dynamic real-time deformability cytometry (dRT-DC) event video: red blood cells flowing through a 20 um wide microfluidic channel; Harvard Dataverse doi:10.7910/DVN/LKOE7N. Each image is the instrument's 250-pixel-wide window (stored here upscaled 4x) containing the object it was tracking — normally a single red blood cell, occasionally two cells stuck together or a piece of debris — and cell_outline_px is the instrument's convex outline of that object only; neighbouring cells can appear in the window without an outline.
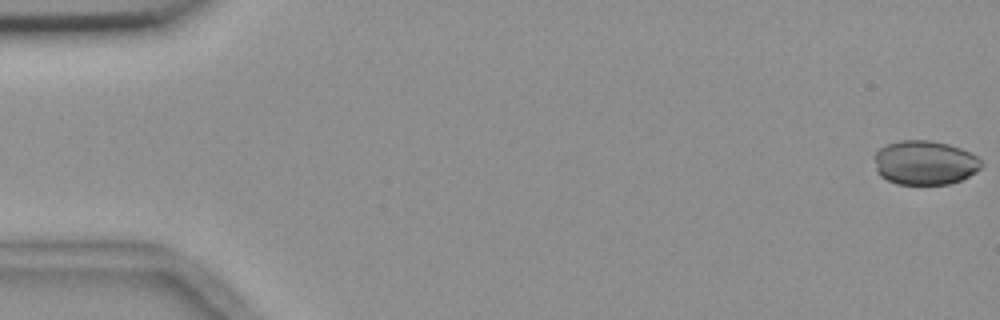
{"species": "common noctule bat (a hibernating species)", "species_latin": "Nyctalus noctula", "temperature_condition": "room temperature", "stored_images_in_passage": 56, "camera_frame_rate_fps": 3000, "um_per_image_px": 0.085, "animal": {"sex": "female", "body_mass_g": 18.4}, "frame": {"image": 1, "passage_image": 1, "time_ms": 0.0, "image_size_px": [1000, 320], "cell_outline_px": [[984, 164], [976, 172], [960, 180], [948, 184], [896, 184], [880, 176], [876, 172], [872, 156], [880, 148], [888, 144], [900, 140], [928, 140], [948, 144], [960, 148], [976, 156]], "centroid_in_image_um": [78.56, 13.83], "position_along_channel_um": 6.4, "area_um2": 27.69}}
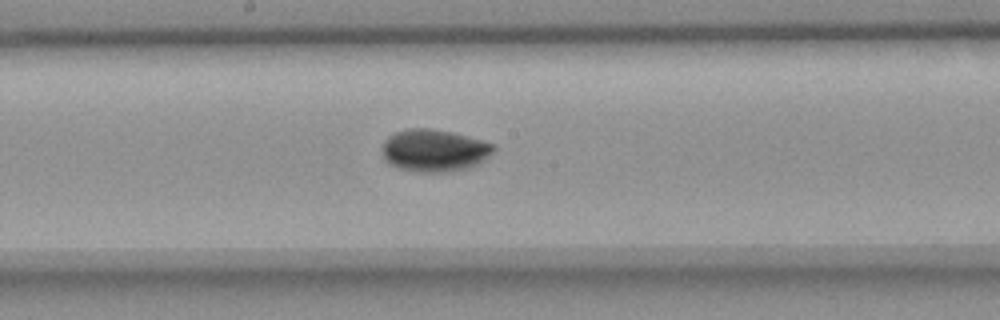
{"frame": {"image": 2, "passage_image": 30, "time_ms": 9.667, "image_size_px": [1000, 320], "cell_outline_px": [[496, 148], [480, 164], [468, 168], [452, 172], [416, 172], [400, 168], [388, 164], [384, 160], [380, 152], [384, 140], [388, 136], [396, 132], [408, 128], [428, 128], [452, 132], [480, 140], [492, 144]], "centroid_in_image_um": [36.86, 12.8], "position_along_channel_um": 211.3, "area_um2": 27.74}}
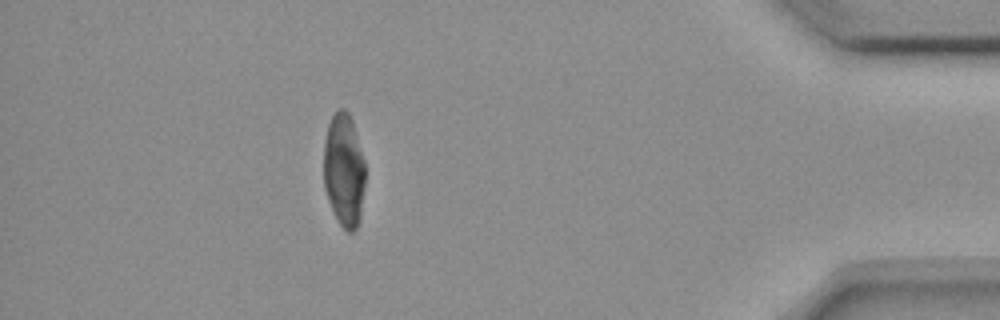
{"frame": {"image": 3, "passage_image": 50, "time_ms": 16.333, "image_size_px": [1000, 320], "cell_outline_px": [[364, 188], [360, 216], [356, 228], [352, 232], [348, 232], [340, 224], [328, 200], [324, 188], [324, 140], [328, 124], [332, 116], [340, 108], [344, 108], [348, 112], [352, 120], [364, 160]], "centroid_in_image_um": [29.22, 14.44], "position_along_channel_um": 406.0, "area_um2": 27.22}, "authors_computed_cell_mechanics": {"area_um2": 27.8018, "velocity_mm_per_s": 3.6601, "shape_relaxation_time_tau1_ms": 5.1484, "shape_relaxation_time_tau2_ms": 11.2181, "deformation_change_tau1": 0.1147, "deformation_change_tau2": 0.0641}}